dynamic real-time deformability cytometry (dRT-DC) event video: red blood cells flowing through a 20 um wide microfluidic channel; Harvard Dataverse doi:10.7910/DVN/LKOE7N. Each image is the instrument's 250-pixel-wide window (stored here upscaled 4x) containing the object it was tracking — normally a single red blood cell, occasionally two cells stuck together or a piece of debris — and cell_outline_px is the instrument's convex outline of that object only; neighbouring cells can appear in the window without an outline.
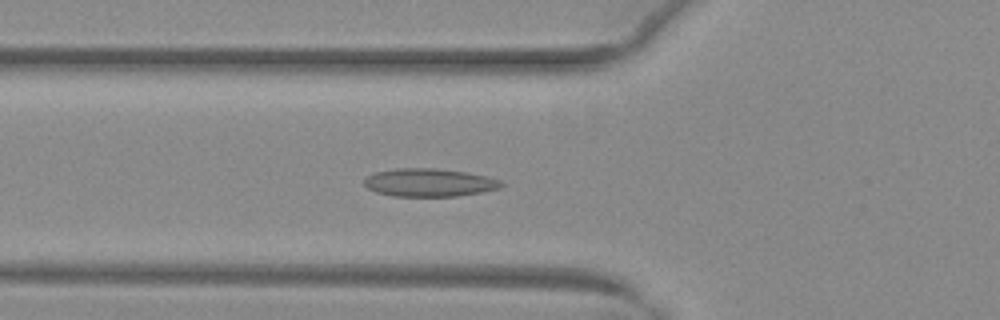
{"species": "common noctule bat (a hibernating species)", "species_latin": "Nyctalus noctula", "temperature_condition": "warm", "stored_images_in_passage": 23, "camera_frame_rate_fps": 3000, "um_per_image_px": 0.085, "animal": {"sex": "female", "body_mass_g": 29.2, "forearm_length_mm": 56.3}, "frame": {"image": 1, "passage_image": 8, "time_ms": 2.333, "image_size_px": [1000, 320], "cell_outline_px": [[504, 184], [500, 188], [484, 192], [456, 196], [396, 196], [376, 192], [368, 188], [364, 184], [364, 180], [368, 176], [376, 172], [396, 168], [432, 168], [468, 172], [500, 180]], "centroid_in_image_um": [36.51, 15.52], "position_along_channel_um": 89.3, "area_um2": 22.31}}
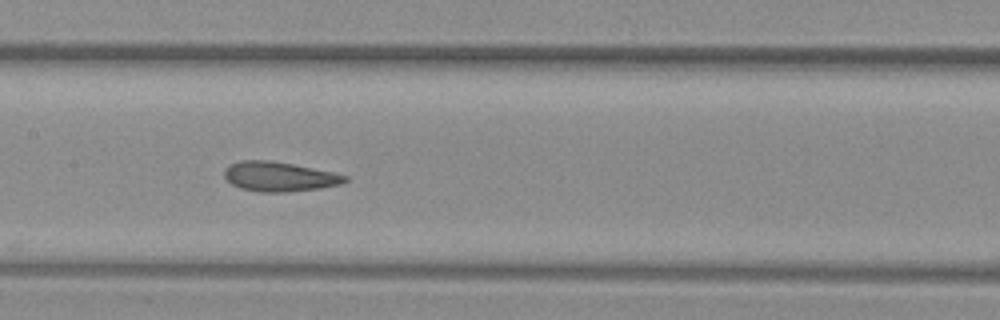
{"frame": {"image": 2, "passage_image": 15, "time_ms": 4.667, "image_size_px": [1000, 320], "cell_outline_px": [[348, 180], [340, 184], [320, 188], [284, 192], [260, 192], [240, 188], [232, 184], [224, 176], [224, 168], [228, 164], [240, 160], [268, 160], [292, 164], [332, 172], [348, 176]], "centroid_in_image_um": [23.69, 15.0], "position_along_channel_um": 183.7, "area_um2": 20.75}}
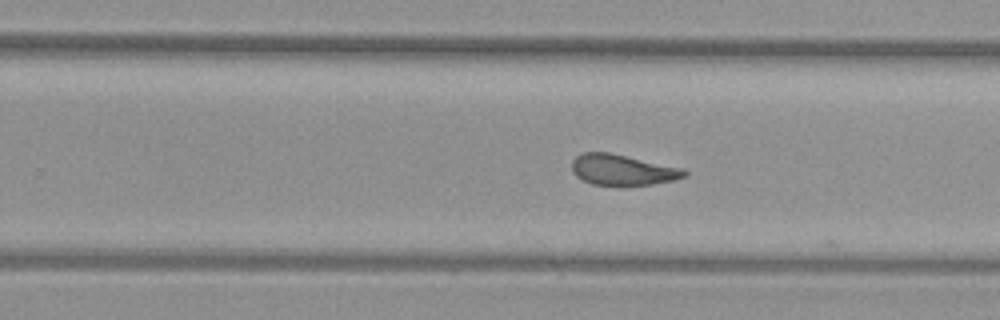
{"frame": {"image": 3, "passage_image": 22, "time_ms": 7.0, "image_size_px": [1000, 320], "cell_outline_px": [[688, 176], [672, 180], [652, 184], [592, 184], [576, 176], [572, 172], [572, 160], [576, 156], [584, 152], [608, 152], [684, 168], [688, 172]], "centroid_in_image_um": [52.93, 14.42], "position_along_channel_um": 276.9, "area_um2": 19.88}}